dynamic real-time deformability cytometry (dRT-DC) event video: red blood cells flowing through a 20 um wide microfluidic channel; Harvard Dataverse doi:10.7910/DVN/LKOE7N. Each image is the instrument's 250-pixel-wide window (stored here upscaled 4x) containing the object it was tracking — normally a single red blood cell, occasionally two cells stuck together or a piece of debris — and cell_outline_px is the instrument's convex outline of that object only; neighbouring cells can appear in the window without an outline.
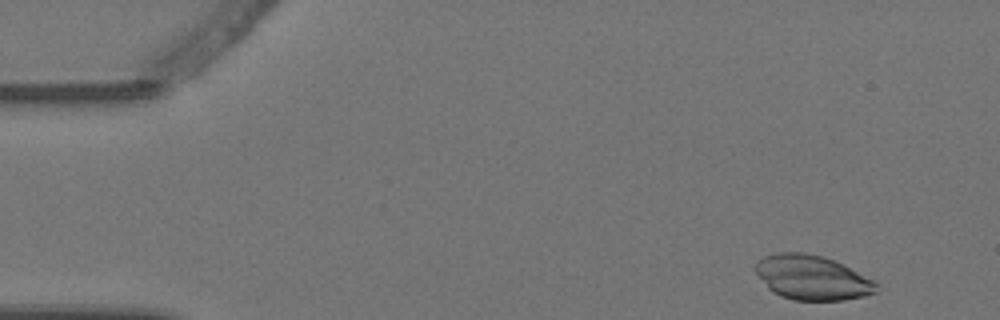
{"species": "Egyptian fruit bat (a non-hibernating species)", "species_latin": "Rousettus aegyptiacus", "temperature_condition": "warm", "stored_images_in_passage": 4, "camera_frame_rate_fps": 3000, "um_per_image_px": 0.085, "animal": {"sex": "female"}, "frame": {"image": 1, "passage_image": 1, "time_ms": 0.0, "image_size_px": [1000, 320], "cell_outline_px": [[876, 292], [864, 296], [844, 300], [792, 300], [780, 296], [772, 292], [768, 288], [752, 268], [756, 260], [764, 256], [776, 252], [804, 252], [824, 256], [836, 260], [844, 264], [872, 280], [876, 284]], "centroid_in_image_um": [68.96, 23.57], "position_along_channel_um": 16.0, "area_um2": 31.67}}